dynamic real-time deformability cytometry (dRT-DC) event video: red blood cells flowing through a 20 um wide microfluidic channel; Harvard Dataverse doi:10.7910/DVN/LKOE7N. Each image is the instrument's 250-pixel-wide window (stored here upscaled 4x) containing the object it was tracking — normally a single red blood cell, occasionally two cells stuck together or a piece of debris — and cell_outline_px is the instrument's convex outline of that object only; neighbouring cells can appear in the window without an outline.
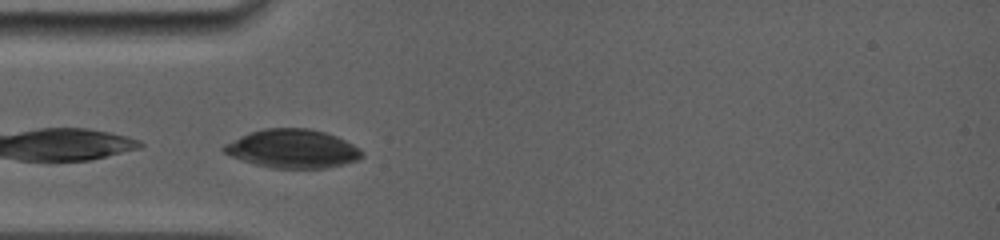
{"species": "common noctule bat (a hibernating species)", "species_latin": "Nyctalus noctula", "temperature_condition": "room temperature", "stored_images_in_passage": 13, "camera_frame_rate_fps": 5000, "um_per_image_px": 0.085, "animal": {"sex": "female", "body_mass_g": 19.0, "forearm_length_mm": 56.7}, "frame": {"image": 1, "passage_image": 1, "time_ms": 0.0, "image_size_px": [1000, 240], "cell_outline_px": [[364, 156], [356, 160], [344, 164], [324, 168], [272, 168], [240, 160], [224, 152], [220, 148], [224, 144], [240, 136], [264, 128], [308, 128], [324, 132], [336, 136], [360, 148], [364, 152]], "centroid_in_image_um": [24.87, 12.64], "position_along_channel_um": 60.1, "area_um2": 30.98}}
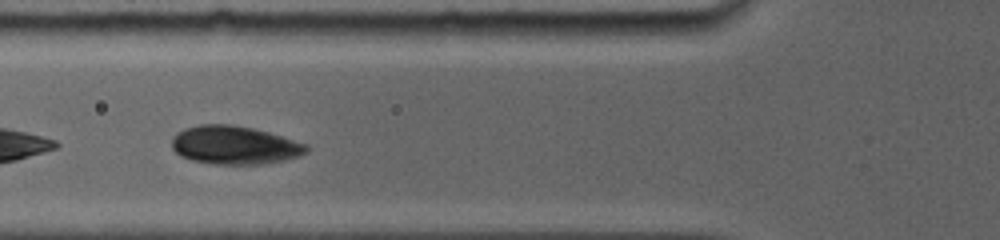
{"frame": {"image": 2, "passage_image": 3, "time_ms": 1.2, "image_size_px": [1000, 240], "cell_outline_px": [[308, 152], [300, 156], [284, 160], [264, 164], [216, 164], [192, 160], [180, 156], [172, 148], [172, 136], [176, 132], [184, 128], [200, 124], [232, 124], [252, 128], [268, 132], [308, 144]], "centroid_in_image_um": [19.93, 12.33], "position_along_channel_um": 105.9, "area_um2": 30.29}}